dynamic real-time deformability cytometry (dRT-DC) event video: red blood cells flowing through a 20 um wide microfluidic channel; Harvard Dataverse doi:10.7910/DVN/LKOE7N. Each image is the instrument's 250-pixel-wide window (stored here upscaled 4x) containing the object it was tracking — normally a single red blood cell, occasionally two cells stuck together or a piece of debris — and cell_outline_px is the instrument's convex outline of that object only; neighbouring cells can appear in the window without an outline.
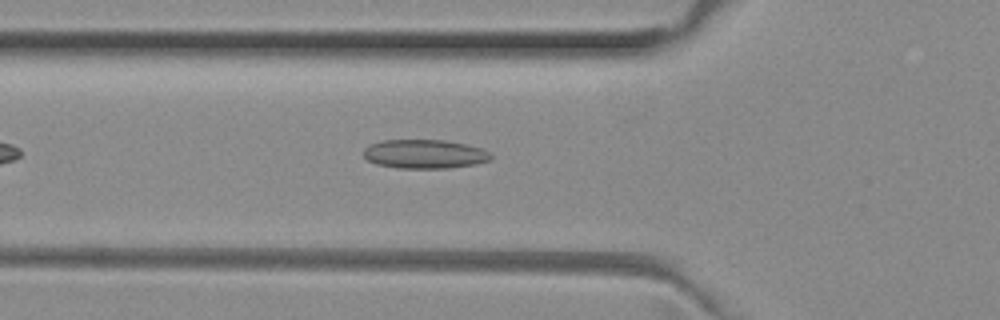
{"species": "common noctule bat (a hibernating species)", "species_latin": "Nyctalus noctula", "temperature_condition": "room temperature", "stored_images_in_passage": 39, "camera_frame_rate_fps": 3000, "um_per_image_px": 0.085, "animal": {"sex": "female", "body_mass_g": 29.2, "forearm_length_mm": 56.3}, "frame": {"image": 1, "passage_image": 8, "time_ms": 2.333, "image_size_px": [1000, 320], "cell_outline_px": [[492, 160], [476, 164], [448, 168], [396, 168], [376, 164], [368, 160], [364, 156], [364, 148], [380, 140], [444, 140], [484, 148], [492, 152]], "centroid_in_image_um": [36.14, 13.09], "position_along_channel_um": 89.7, "area_um2": 21.68}}
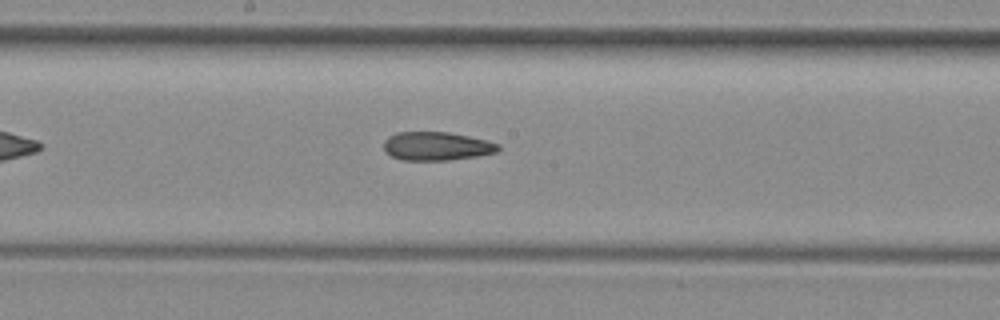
{"frame": {"image": 2, "passage_image": 17, "time_ms": 5.333, "image_size_px": [1000, 320], "cell_outline_px": [[500, 148], [496, 152], [476, 156], [448, 160], [400, 160], [384, 152], [384, 140], [388, 136], [396, 132], [448, 132], [468, 136], [500, 144]], "centroid_in_image_um": [37.06, 12.42], "position_along_channel_um": 211.1, "area_um2": 19.02}}
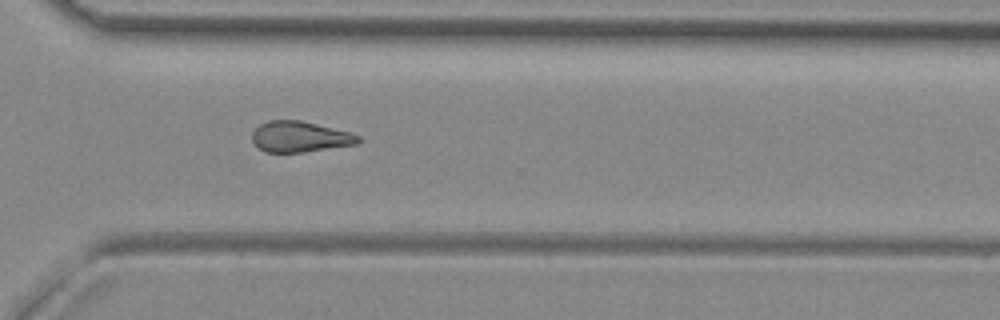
{"frame": {"image": 3, "passage_image": 27, "time_ms": 8.667, "image_size_px": [1000, 320], "cell_outline_px": [[360, 140], [356, 144], [304, 152], [264, 152], [256, 148], [252, 140], [252, 132], [260, 124], [268, 120], [300, 120], [348, 132], [360, 136]], "centroid_in_image_um": [25.42, 11.63], "position_along_channel_um": 345.2, "area_um2": 18.96}, "authors_computed_cell_mechanics": {"area_um2": 19.5364, "velocity_mm_per_s": 4.0342, "shape_relaxation_time_tau1_ms": null, "shape_relaxation_time_tau2_ms": 4.5524, "deformation_change_tau1": null, "deformation_change_tau2": 0.1274}}